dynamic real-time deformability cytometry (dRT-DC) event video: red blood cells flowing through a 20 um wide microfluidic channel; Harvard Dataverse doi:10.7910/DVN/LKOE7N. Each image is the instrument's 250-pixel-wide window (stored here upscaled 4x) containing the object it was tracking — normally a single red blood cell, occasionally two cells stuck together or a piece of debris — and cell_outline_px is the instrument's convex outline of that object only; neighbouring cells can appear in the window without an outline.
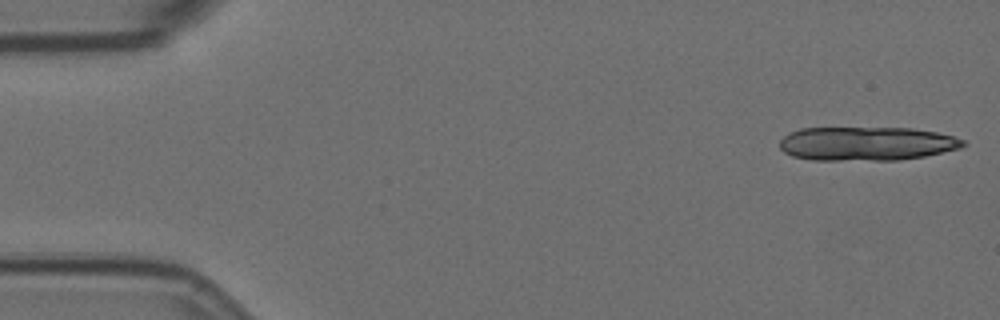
{"species": "Egyptian fruit bat (a non-hibernating species)", "species_latin": "Rousettus aegyptiacus", "temperature_condition": "room temperature", "stored_images_in_passage": 13, "camera_frame_rate_fps": 3000, "um_per_image_px": 0.085, "animal": {"sex": "female"}, "frame": {"image": 1, "passage_image": 1, "time_ms": 0.0, "image_size_px": [1000, 320], "cell_outline_px": [[968, 144], [960, 148], [924, 156], [896, 160], [812, 160], [792, 156], [784, 152], [780, 148], [780, 140], [788, 132], [800, 128], [912, 128], [936, 132], [952, 136], [964, 140]], "centroid_in_image_um": [73.63, 12.21], "position_along_channel_um": 11.4, "area_um2": 36.3}}